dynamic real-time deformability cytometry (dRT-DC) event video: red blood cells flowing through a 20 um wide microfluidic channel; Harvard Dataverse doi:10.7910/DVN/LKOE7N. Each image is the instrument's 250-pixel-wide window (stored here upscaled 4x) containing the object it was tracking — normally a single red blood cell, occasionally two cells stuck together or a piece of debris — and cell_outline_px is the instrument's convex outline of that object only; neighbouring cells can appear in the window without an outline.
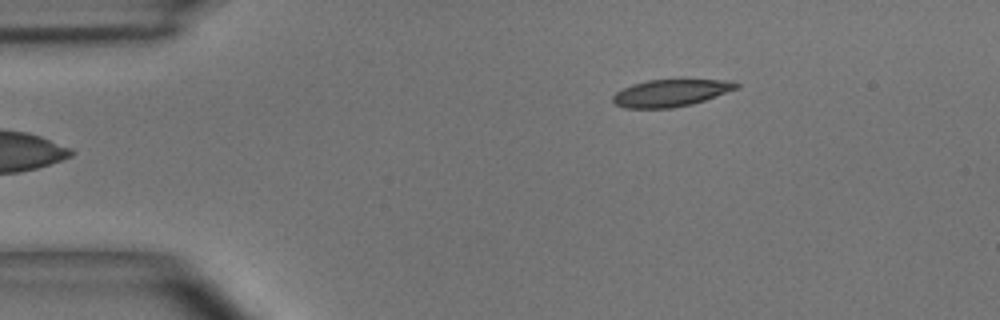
{"species": "common noctule bat (a hibernating species)", "species_latin": "Nyctalus noctula", "temperature_condition": "room temperature", "stored_images_in_passage": 2, "camera_frame_rate_fps": 3000, "um_per_image_px": 0.085, "animal": {"sex": "male", "body_mass_g": 15.6}, "frame": {"image": 1, "passage_image": 2, "time_ms": 0.333, "image_size_px": [1000, 320], "cell_outline_px": [[740, 88], [692, 104], [672, 108], [624, 108], [616, 104], [612, 100], [612, 96], [616, 92], [632, 84], [648, 80], [724, 80], [740, 84]], "centroid_in_image_um": [57.0, 7.91], "position_along_channel_um": 28.0, "area_um2": 19.36}}